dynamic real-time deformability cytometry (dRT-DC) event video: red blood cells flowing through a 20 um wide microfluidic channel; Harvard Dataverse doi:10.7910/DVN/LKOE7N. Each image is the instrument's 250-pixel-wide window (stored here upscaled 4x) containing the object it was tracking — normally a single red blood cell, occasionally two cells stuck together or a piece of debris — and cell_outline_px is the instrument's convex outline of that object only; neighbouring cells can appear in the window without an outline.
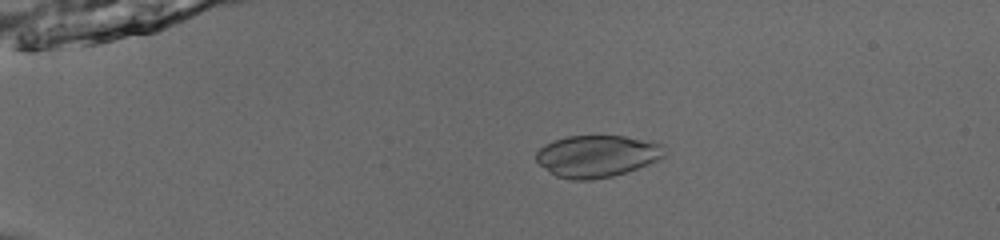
{"species": "common noctule bat (a hibernating species)", "species_latin": "Nyctalus noctula", "temperature_condition": "room temperature", "stored_images_in_passage": 53, "camera_frame_rate_fps": 3000, "um_per_image_px": 0.085, "animal": {"sex": "male", "body_mass_g": 13.0, "forearm_length_mm": 53.1}, "frame": {"image": 1, "passage_image": 13, "time_ms": 4.0, "image_size_px": [1000, 240], "cell_outline_px": [[664, 156], [648, 164], [612, 176], [588, 180], [572, 180], [556, 176], [540, 164], [536, 160], [536, 152], [544, 144], [568, 136], [624, 136], [664, 144]], "centroid_in_image_um": [50.73, 13.26], "position_along_channel_um": 34.3, "area_um2": 30.98}}
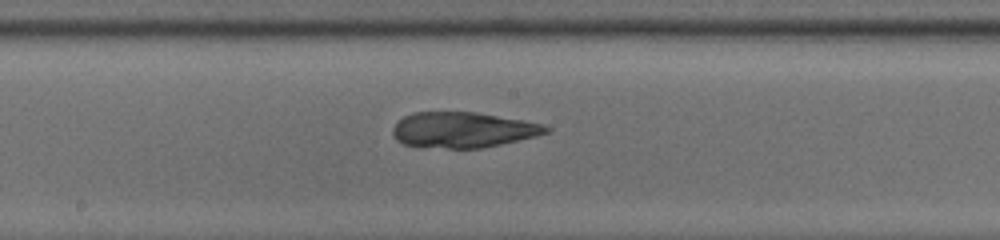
{"frame": {"image": 2, "passage_image": 31, "time_ms": 10.0, "image_size_px": [1000, 240], "cell_outline_px": [[552, 128], [548, 132], [536, 136], [500, 144], [480, 148], [448, 148], [404, 144], [396, 140], [392, 132], [392, 128], [396, 120], [412, 112], [476, 112], [524, 120], [544, 124]], "centroid_in_image_um": [39.34, 11.02], "position_along_channel_um": 208.9, "area_um2": 31.73}}
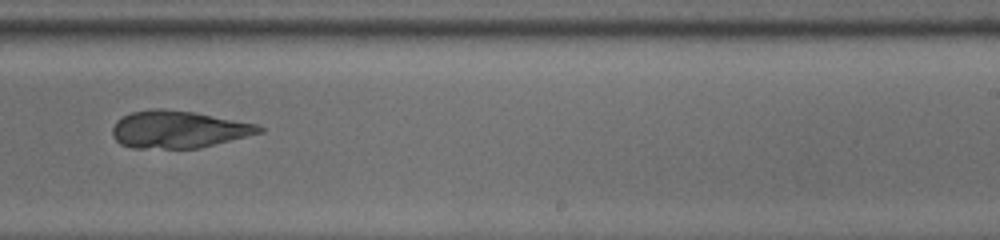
{"frame": {"image": 3, "passage_image": 36, "time_ms": 11.667, "image_size_px": [1000, 240], "cell_outline_px": [[264, 132], [200, 148], [132, 148], [120, 144], [112, 136], [112, 128], [116, 120], [132, 112], [152, 108], [160, 108], [196, 112], [256, 124], [264, 128]], "centroid_in_image_um": [15.15, 11.0], "position_along_channel_um": 273.8, "area_um2": 32.02}}